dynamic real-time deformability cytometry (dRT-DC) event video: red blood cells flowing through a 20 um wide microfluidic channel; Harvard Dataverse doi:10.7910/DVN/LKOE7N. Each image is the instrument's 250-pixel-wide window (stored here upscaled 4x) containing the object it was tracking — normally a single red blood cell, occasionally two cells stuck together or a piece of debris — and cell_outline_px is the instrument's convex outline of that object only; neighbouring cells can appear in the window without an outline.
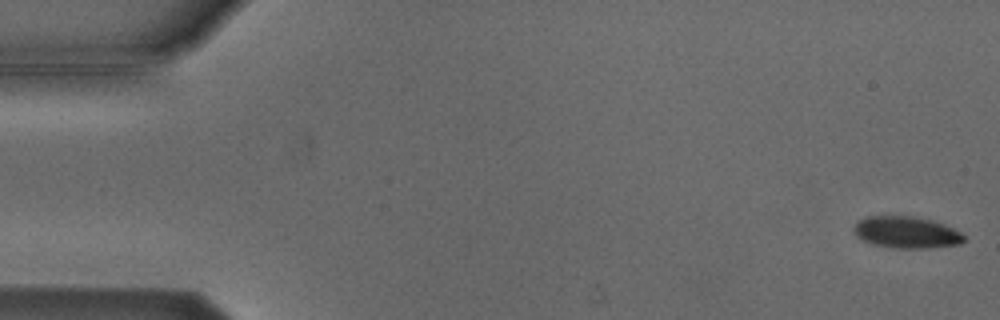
{"species": "Egyptian fruit bat (a non-hibernating species)", "species_latin": "Rousettus aegyptiacus", "temperature_condition": "cold", "stored_images_in_passage": 6, "camera_frame_rate_fps": 3000, "um_per_image_px": 0.085, "animal": {"sex": "male"}, "frame": {"image": 1, "passage_image": 1, "time_ms": 0.0, "image_size_px": [1000, 320], "cell_outline_px": [[968, 240], [960, 244], [928, 248], [896, 248], [872, 244], [860, 240], [856, 236], [852, 228], [864, 216], [912, 216], [932, 220], [944, 224], [960, 232]], "centroid_in_image_um": [77.04, 19.75], "position_along_channel_um": 8.0, "area_um2": 20.52}}